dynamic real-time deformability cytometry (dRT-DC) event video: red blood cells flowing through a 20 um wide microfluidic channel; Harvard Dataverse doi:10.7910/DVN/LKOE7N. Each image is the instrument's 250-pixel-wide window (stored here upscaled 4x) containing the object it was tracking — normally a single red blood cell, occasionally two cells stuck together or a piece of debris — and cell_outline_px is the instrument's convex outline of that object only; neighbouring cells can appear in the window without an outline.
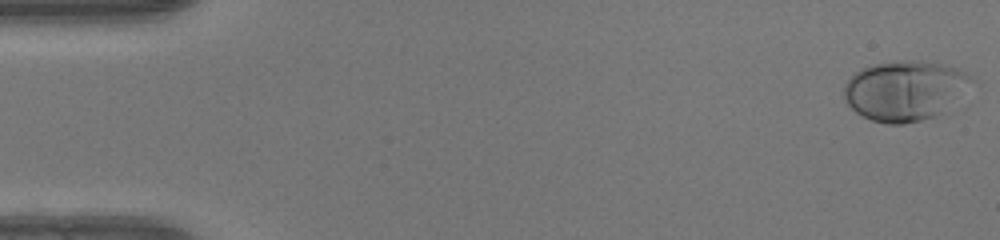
{"species": "human", "species_latin": "Homo sapiens", "temperature_condition": "warm", "stored_images_in_passage": 50, "camera_frame_rate_fps": 3000, "um_per_image_px": 0.085, "donor": {"sex": "female"}, "frame": {"image": 1, "passage_image": 1, "time_ms": 0.0, "image_size_px": [1000, 240], "cell_outline_px": [[972, 80], [932, 116], [920, 120], [904, 124], [888, 124], [872, 120], [856, 112], [848, 104], [844, 96], [844, 84], [856, 72], [864, 68], [876, 64], [904, 60], [920, 60], [940, 64], [956, 68], [972, 76]], "centroid_in_image_um": [76.79, 7.67], "position_along_channel_um": 8.2, "area_um2": 42.71}}
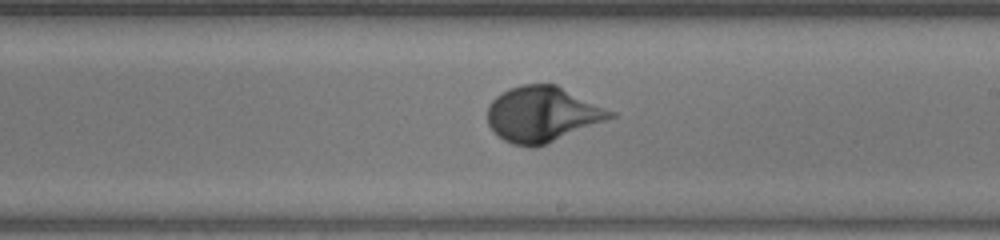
{"frame": {"image": 2, "passage_image": 29, "time_ms": 9.333, "image_size_px": [1000, 240], "cell_outline_px": [[616, 116], [536, 148], [532, 148], [512, 144], [504, 140], [488, 124], [488, 104], [496, 96], [508, 88], [520, 84], [556, 84], [616, 112]], "centroid_in_image_um": [46.1, 9.7], "position_along_channel_um": 242.9, "area_um2": 39.59}}
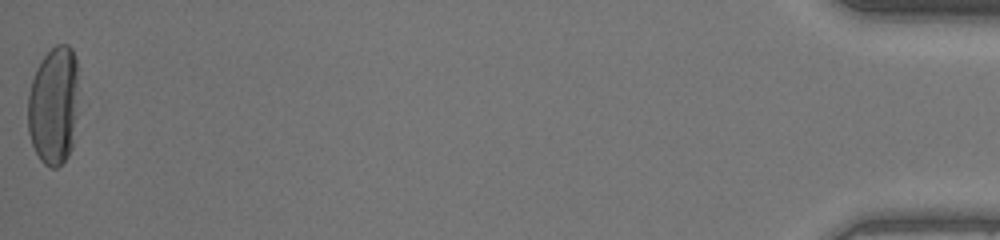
{"frame": {"image": 3, "passage_image": 50, "time_ms": 16.333, "image_size_px": [1000, 240], "cell_outline_px": [[76, 84], [72, 148], [68, 156], [56, 168], [52, 168], [44, 164], [40, 160], [32, 144], [28, 132], [28, 92], [36, 68], [40, 60], [56, 44], [68, 44], [72, 48], [76, 56]], "centroid_in_image_um": [4.52, 8.96], "position_along_channel_um": 430.7, "area_um2": 34.56}, "authors_computed_cell_mechanics": {"area_um2": 37.859, "velocity_mm_per_s": 4.1501, "shape_relaxation_time_tau1_ms": 3.0929, "shape_relaxation_time_tau2_ms": null, "deformation_change_tau1": 0.1935, "deformation_change_tau2": null}}